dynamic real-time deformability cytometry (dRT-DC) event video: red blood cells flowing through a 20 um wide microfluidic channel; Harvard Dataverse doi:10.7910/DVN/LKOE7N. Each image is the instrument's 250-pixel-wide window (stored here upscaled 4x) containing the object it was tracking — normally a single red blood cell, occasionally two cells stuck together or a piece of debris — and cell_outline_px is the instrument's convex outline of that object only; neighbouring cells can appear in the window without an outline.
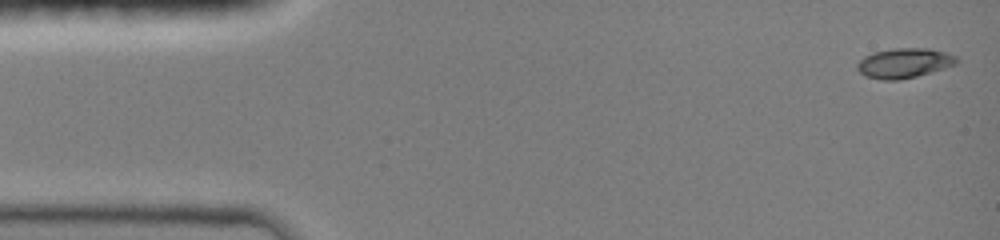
{"species": "common noctule bat (a hibernating species)", "species_latin": "Nyctalus noctula", "temperature_condition": "room temperature", "stored_images_in_passage": 8, "camera_frame_rate_fps": 3000, "um_per_image_px": 0.085, "animal": {"sex": "female", "body_mass_g": 19.0, "forearm_length_mm": 51.5}, "frame": {"image": 1, "passage_image": 1, "time_ms": 0.0, "image_size_px": [1000, 240], "cell_outline_px": [[960, 60], [956, 64], [944, 68], [916, 76], [900, 80], [880, 80], [864, 76], [856, 68], [856, 64], [864, 56], [872, 52], [892, 48], [928, 48], [944, 52], [956, 56]], "centroid_in_image_um": [76.82, 5.36], "position_along_channel_um": 8.2, "area_um2": 17.4}}
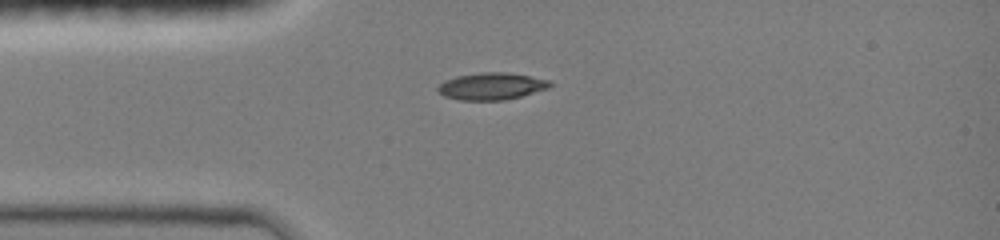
{"frame": {"image": 2, "passage_image": 7, "time_ms": 3.333, "image_size_px": [1000, 240], "cell_outline_px": [[552, 84], [548, 88], [520, 96], [504, 100], [460, 100], [444, 96], [436, 92], [436, 88], [440, 84], [456, 76], [480, 72], [504, 72], [528, 76], [548, 80]], "centroid_in_image_um": [41.73, 7.33], "position_along_channel_um": 43.3, "area_um2": 17.46}}